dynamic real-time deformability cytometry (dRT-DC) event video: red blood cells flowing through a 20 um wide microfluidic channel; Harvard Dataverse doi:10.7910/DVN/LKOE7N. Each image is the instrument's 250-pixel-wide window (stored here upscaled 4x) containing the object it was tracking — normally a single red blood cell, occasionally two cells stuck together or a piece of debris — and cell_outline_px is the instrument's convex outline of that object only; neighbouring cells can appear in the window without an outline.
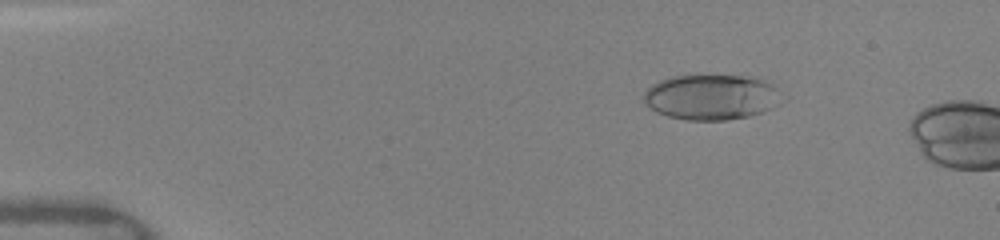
{"species": "human", "species_latin": "Homo sapiens", "temperature_condition": "warm", "stored_images_in_passage": 4, "camera_frame_rate_fps": 3000, "um_per_image_px": 0.085, "donor": {"sex": "female"}, "frame": {"image": 1, "passage_image": 3, "time_ms": 1.667, "image_size_px": [1000, 240], "cell_outline_px": [[788, 100], [764, 112], [748, 116], [728, 120], [688, 120], [668, 116], [656, 112], [644, 104], [644, 92], [652, 84], [660, 80], [672, 76], [696, 72], [744, 76], [768, 80], [788, 96]], "centroid_in_image_um": [60.55, 8.2], "position_along_channel_um": 24.4, "area_um2": 38.26}}